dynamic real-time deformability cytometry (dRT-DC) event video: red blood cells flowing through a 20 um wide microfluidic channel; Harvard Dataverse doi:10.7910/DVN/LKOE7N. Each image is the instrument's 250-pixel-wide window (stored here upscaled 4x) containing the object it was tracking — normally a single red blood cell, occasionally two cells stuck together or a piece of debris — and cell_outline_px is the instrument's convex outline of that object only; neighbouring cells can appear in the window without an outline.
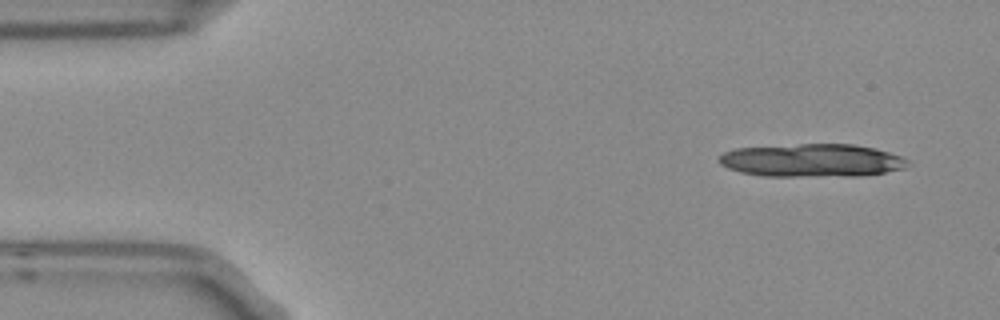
{"species": "Egyptian fruit bat (a non-hibernating species)", "species_latin": "Rousettus aegyptiacus", "temperature_condition": "room temperature", "stored_images_in_passage": 5, "camera_frame_rate_fps": 3000, "um_per_image_px": 0.085, "frame": {"image": 1, "passage_image": 1, "time_ms": 0.0, "image_size_px": [1000, 320], "cell_outline_px": [[908, 164], [904, 168], [884, 172], [860, 176], [764, 176], [740, 172], [728, 168], [720, 164], [716, 160], [724, 152], [736, 148], [800, 144], [856, 144], [876, 148], [900, 156], [908, 160]], "centroid_in_image_um": [68.99, 13.63], "position_along_channel_um": 16.0, "area_um2": 36.41}}